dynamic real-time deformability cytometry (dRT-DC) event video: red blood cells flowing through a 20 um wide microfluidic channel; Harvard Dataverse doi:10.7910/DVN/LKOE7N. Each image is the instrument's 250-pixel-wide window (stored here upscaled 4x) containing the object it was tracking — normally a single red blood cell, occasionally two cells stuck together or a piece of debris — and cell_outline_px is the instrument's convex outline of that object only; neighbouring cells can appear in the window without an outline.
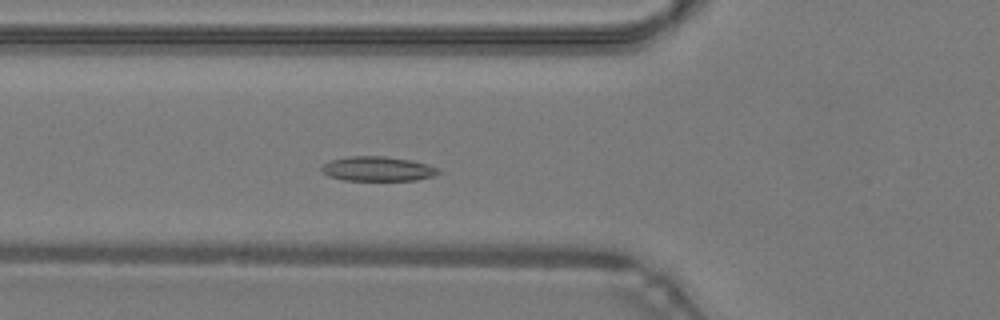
{"species": "common noctule bat (a hibernating species)", "species_latin": "Nyctalus noctula", "temperature_condition": "warm", "stored_images_in_passage": 28, "camera_frame_rate_fps": 3000, "um_per_image_px": 0.085, "animal": {"sex": "male", "body_mass_g": 19.2, "forearm_length_mm": 51.8}, "frame": {"image": 1, "passage_image": 3, "time_ms": 0.667, "image_size_px": [1000, 320], "cell_outline_px": [[440, 172], [432, 176], [416, 180], [344, 180], [328, 176], [320, 172], [320, 168], [324, 164], [332, 160], [348, 156], [384, 156], [412, 160], [428, 164], [440, 168]], "centroid_in_image_um": [32.1, 14.35], "position_along_channel_um": 93.7, "area_um2": 16.82}}
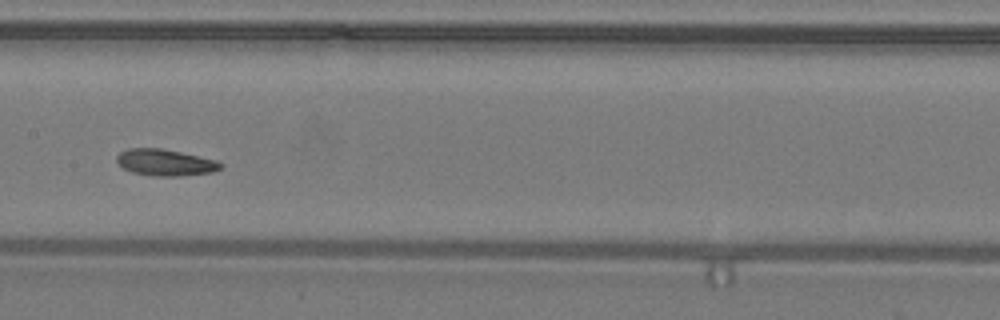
{"frame": {"image": 2, "passage_image": 10, "time_ms": 3.0, "image_size_px": [1000, 320], "cell_outline_px": [[224, 164], [220, 168], [212, 172], [180, 176], [152, 176], [132, 172], [124, 168], [116, 160], [116, 156], [120, 152], [128, 148], [160, 148], [180, 152], [216, 160]], "centroid_in_image_um": [14.03, 13.81], "position_along_channel_um": 193.4, "area_um2": 15.95}}
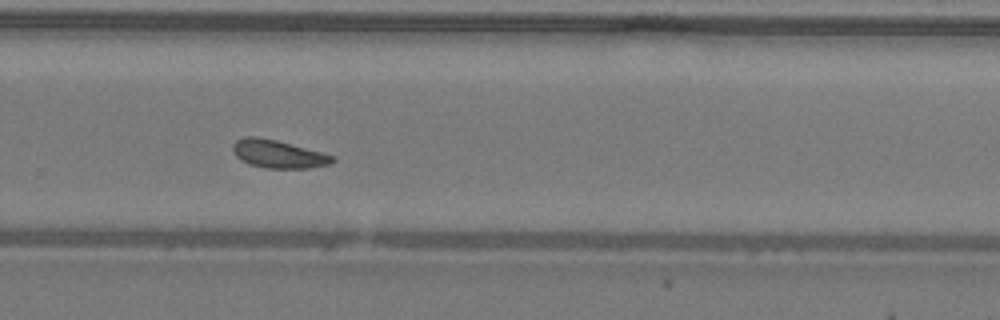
{"frame": {"image": 3, "passage_image": 18, "time_ms": 5.667, "image_size_px": [1000, 320], "cell_outline_px": [[336, 160], [328, 164], [308, 168], [268, 168], [248, 164], [236, 156], [232, 148], [232, 144], [236, 140], [244, 136], [256, 136], [276, 140], [336, 156]], "centroid_in_image_um": [23.63, 13.08], "position_along_channel_um": 306.2, "area_um2": 16.18}, "authors_computed_cell_mechanics": {"area_um2": 16.0395, "velocity_mm_per_s": 4.2458, "shape_relaxation_time_tau1_ms": 3.6156, "shape_relaxation_time_tau2_ms": 3.8632, "deformation_change_tau1": 0.091, "deformation_change_tau2": 0.1109}}